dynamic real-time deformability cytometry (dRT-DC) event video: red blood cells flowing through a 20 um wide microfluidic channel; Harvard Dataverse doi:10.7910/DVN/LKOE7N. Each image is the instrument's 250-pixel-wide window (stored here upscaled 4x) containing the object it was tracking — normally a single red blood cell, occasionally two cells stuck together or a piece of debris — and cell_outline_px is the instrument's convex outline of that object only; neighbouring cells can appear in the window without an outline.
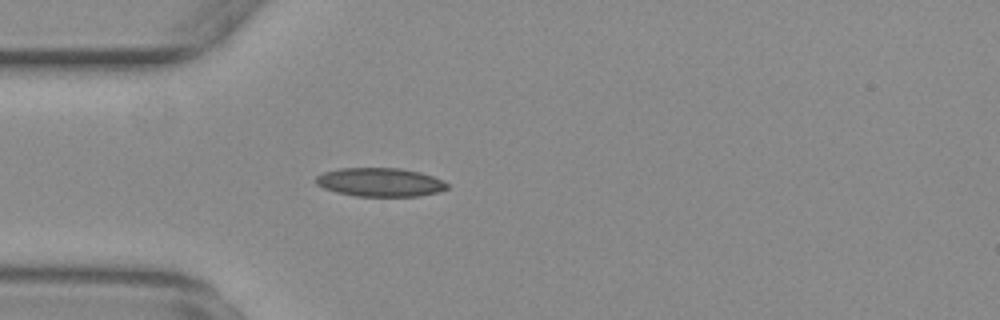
{"species": "common noctule bat (a hibernating species)", "species_latin": "Nyctalus noctula", "temperature_condition": "warm", "stored_images_in_passage": 37, "camera_frame_rate_fps": 3000, "um_per_image_px": 0.085, "animal": {"sex": "female", "body_mass_g": 29.2, "forearm_length_mm": 56.3}, "frame": {"image": 1, "passage_image": 13, "time_ms": 4.0, "image_size_px": [1000, 320], "cell_outline_px": [[448, 188], [440, 192], [420, 196], [356, 196], [336, 192], [324, 188], [316, 184], [316, 176], [324, 172], [340, 168], [400, 168], [420, 172], [432, 176], [448, 184]], "centroid_in_image_um": [32.31, 15.49], "position_along_channel_um": 52.7, "area_um2": 21.91}}
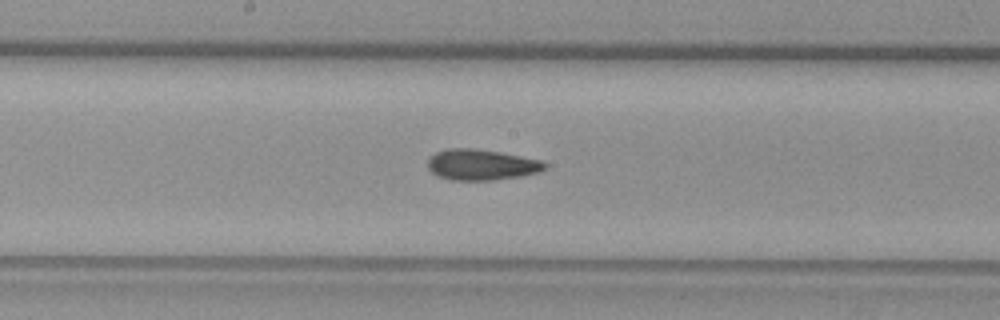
{"frame": {"image": 2, "passage_image": 26, "time_ms": 8.333, "image_size_px": [1000, 320], "cell_outline_px": [[548, 168], [540, 172], [520, 176], [492, 180], [448, 180], [436, 176], [428, 168], [428, 160], [436, 152], [448, 148], [472, 148], [500, 152], [540, 160], [548, 164]], "centroid_in_image_um": [40.92, 14.01], "position_along_channel_um": 207.3, "area_um2": 21.1}}
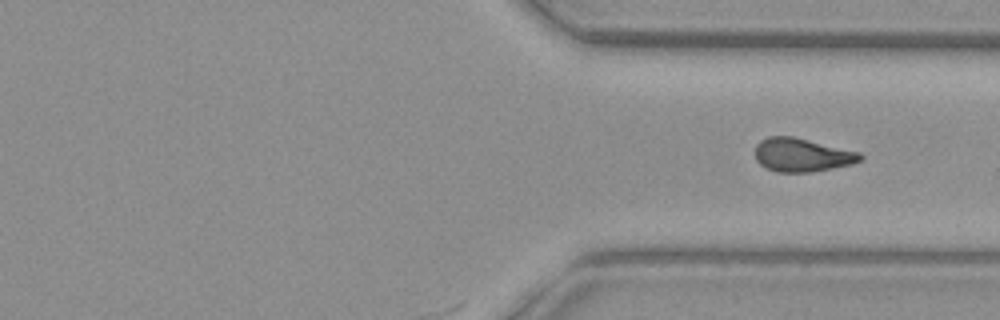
{"frame": {"image": 3, "passage_image": 37, "time_ms": 12.0, "image_size_px": [1000, 320], "cell_outline_px": [[864, 156], [860, 160], [852, 164], [832, 168], [808, 172], [776, 172], [764, 168], [756, 160], [756, 144], [760, 140], [768, 136], [792, 136], [860, 152]], "centroid_in_image_um": [68.14, 13.17], "position_along_channel_um": 343.3, "area_um2": 20.52}}